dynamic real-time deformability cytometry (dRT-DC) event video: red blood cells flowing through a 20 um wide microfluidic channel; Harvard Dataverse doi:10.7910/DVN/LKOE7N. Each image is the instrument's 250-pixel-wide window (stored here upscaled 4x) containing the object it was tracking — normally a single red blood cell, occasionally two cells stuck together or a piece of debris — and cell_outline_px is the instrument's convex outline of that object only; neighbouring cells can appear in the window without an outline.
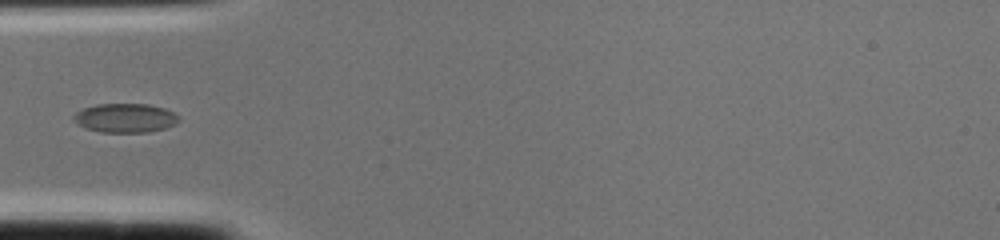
{"species": "common noctule bat (a hibernating species)", "species_latin": "Nyctalus noctula", "temperature_condition": "cold", "stored_images_in_passage": 2, "camera_frame_rate_fps": 3000, "um_per_image_px": 0.085, "animal": {"sex": "female", "body_mass_g": 22.0, "forearm_length_mm": 56.7}, "frame": {"image": 1, "passage_image": 2, "time_ms": 0.333, "image_size_px": [1000, 240], "cell_outline_px": [[180, 120], [176, 124], [164, 128], [148, 132], [100, 132], [84, 128], [72, 120], [72, 116], [76, 112], [84, 108], [96, 104], [148, 104], [164, 108], [172, 112]], "centroid_in_image_um": [10.6, 10.03], "position_along_channel_um": 74.4, "area_um2": 17.8}}